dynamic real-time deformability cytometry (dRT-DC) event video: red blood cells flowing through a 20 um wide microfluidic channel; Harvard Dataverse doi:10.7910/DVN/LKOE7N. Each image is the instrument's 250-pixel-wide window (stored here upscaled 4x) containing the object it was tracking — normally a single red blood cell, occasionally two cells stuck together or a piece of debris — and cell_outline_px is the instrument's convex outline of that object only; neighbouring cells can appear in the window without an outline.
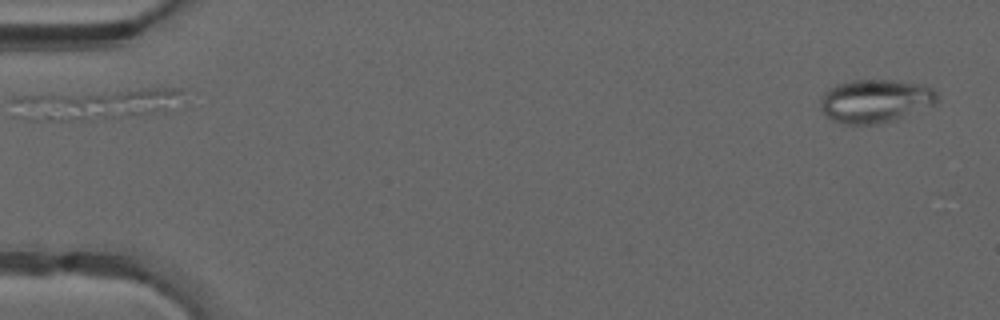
{"species": "common noctule bat (a hibernating species)", "species_latin": "Nyctalus noctula", "temperature_condition": "warm", "stored_images_in_passage": 32, "camera_frame_rate_fps": 3000, "um_per_image_px": 0.085, "animal": {"sex": "male", "forearm_length_mm": 52.5}, "frame": {"image": 1, "passage_image": 1, "time_ms": 0.0, "image_size_px": [1000, 320], "cell_outline_px": [[940, 100], [936, 104], [892, 120], [872, 124], [844, 124], [832, 120], [820, 108], [820, 96], [828, 88], [836, 84], [852, 80], [892, 80], [920, 84], [932, 88], [940, 96]], "centroid_in_image_um": [74.39, 8.56], "position_along_channel_um": 10.6, "area_um2": 29.48}}
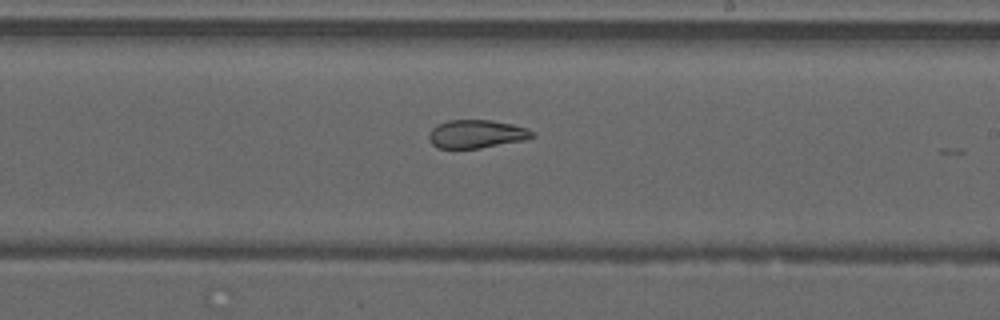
{"frame": {"image": 2, "passage_image": 28, "time_ms": 9.0, "image_size_px": [1000, 320], "cell_outline_px": [[536, 136], [524, 140], [480, 148], [436, 148], [432, 144], [428, 136], [432, 128], [448, 120], [492, 120], [512, 124], [524, 128], [532, 132]], "centroid_in_image_um": [40.48, 11.39], "position_along_channel_um": 248.5, "area_um2": 16.82}}
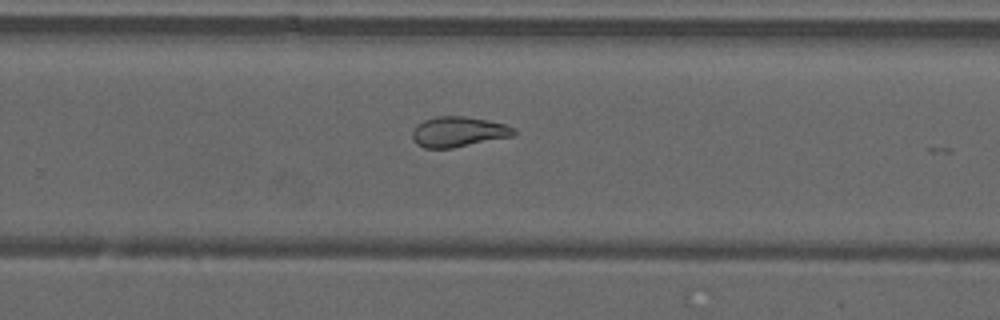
{"frame": {"image": 3, "passage_image": 31, "time_ms": 10.0, "image_size_px": [1000, 320], "cell_outline_px": [[516, 132], [512, 136], [452, 148], [424, 148], [416, 144], [412, 140], [412, 132], [416, 124], [424, 120], [436, 116], [468, 116], [488, 120], [504, 124], [512, 128]], "centroid_in_image_um": [38.9, 11.2], "position_along_channel_um": 290.9, "area_um2": 17.92}}